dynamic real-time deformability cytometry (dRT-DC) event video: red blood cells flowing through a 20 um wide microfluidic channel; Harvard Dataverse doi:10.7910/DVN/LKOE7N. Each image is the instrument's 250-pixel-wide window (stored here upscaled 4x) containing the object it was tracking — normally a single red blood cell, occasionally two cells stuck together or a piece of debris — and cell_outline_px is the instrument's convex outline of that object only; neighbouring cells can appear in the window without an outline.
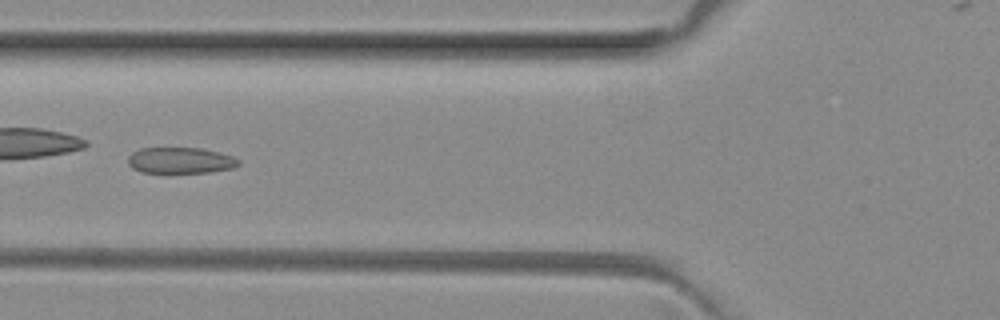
{"species": "common noctule bat (a hibernating species)", "species_latin": "Nyctalus noctula", "temperature_condition": "room temperature", "stored_images_in_passage": 6, "camera_frame_rate_fps": 3000, "um_per_image_px": 0.085, "animal": {"sex": "female", "body_mass_g": 29.2, "forearm_length_mm": 56.3}, "frame": {"image": 1, "passage_image": 6, "time_ms": 1.667, "image_size_px": [1000, 320], "cell_outline_px": [[240, 164], [232, 168], [212, 172], [164, 176], [140, 172], [132, 168], [128, 164], [128, 156], [132, 152], [140, 148], [200, 148], [232, 156], [240, 160]], "centroid_in_image_um": [15.27, 13.7], "position_along_channel_um": 110.5, "area_um2": 17.74}}